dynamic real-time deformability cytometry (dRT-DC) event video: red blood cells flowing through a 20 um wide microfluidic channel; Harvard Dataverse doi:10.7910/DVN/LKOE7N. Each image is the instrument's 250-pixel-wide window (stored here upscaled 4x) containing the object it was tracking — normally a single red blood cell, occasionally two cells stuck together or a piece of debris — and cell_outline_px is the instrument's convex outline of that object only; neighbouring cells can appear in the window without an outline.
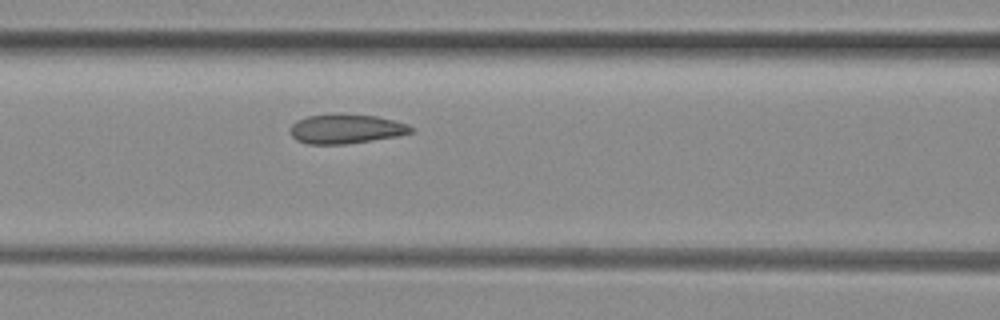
{"species": "common noctule bat (a hibernating species)", "species_latin": "Nyctalus noctula", "temperature_condition": "room temperature", "stored_images_in_passage": 5, "segment_of_instrument_passage": [1, 2], "camera_frame_rate_fps": 3000, "um_per_image_px": 0.085, "animal": {"sex": "female", "body_mass_g": 29.2, "forearm_length_mm": 56.3}, "frame": {"image": 1, "passage_image": 4, "time_ms": 1.0, "image_size_px": [1000, 320], "cell_outline_px": [[416, 128], [412, 132], [396, 136], [344, 144], [308, 144], [296, 140], [292, 136], [292, 124], [296, 120], [308, 116], [332, 112], [344, 112], [376, 116], [408, 124]], "centroid_in_image_um": [29.4, 10.92], "position_along_channel_um": 137.2, "area_um2": 20.98}}